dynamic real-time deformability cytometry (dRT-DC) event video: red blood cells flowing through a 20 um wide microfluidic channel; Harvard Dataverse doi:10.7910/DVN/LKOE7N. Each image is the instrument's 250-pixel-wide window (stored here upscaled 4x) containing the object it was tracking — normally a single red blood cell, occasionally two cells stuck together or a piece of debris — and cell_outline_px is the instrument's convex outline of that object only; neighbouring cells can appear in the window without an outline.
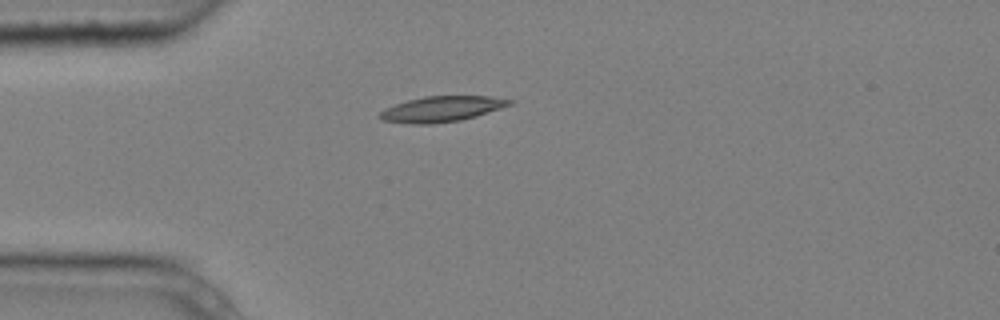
{"species": "common noctule bat (a hibernating species)", "species_latin": "Nyctalus noctula", "temperature_condition": "cold", "stored_images_in_passage": 2, "camera_frame_rate_fps": 3000, "um_per_image_px": 0.085, "animal": {"sex": "male", "body_mass_g": 20.4}, "frame": {"image": 1, "passage_image": 1, "time_ms": 0.0, "image_size_px": [1000, 320], "cell_outline_px": [[516, 100], [512, 104], [476, 116], [460, 120], [432, 124], [412, 124], [380, 120], [376, 116], [384, 108], [408, 100], [424, 96], [488, 96]], "centroid_in_image_um": [37.51, 9.26], "position_along_channel_um": 47.5, "area_um2": 19.36}}